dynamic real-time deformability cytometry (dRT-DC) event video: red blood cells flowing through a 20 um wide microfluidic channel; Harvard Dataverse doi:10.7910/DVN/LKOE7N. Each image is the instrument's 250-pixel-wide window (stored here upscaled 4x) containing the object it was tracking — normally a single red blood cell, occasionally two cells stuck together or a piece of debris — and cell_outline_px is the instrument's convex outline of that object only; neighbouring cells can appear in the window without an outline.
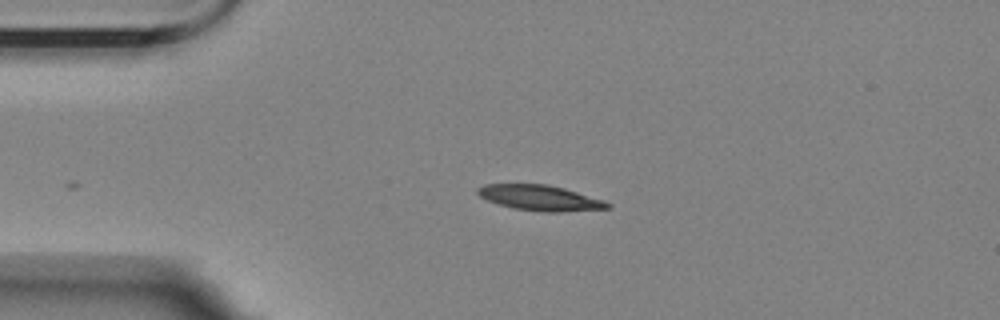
{"species": "Egyptian fruit bat (a non-hibernating species)", "species_latin": "Rousettus aegyptiacus", "temperature_condition": "room temperature", "stored_images_in_passage": 42, "camera_frame_rate_fps": 3000, "um_per_image_px": 0.085, "animal": {"sex": "female"}, "frame": {"image": 1, "passage_image": 1, "time_ms": 0.0, "image_size_px": [1000, 320], "cell_outline_px": [[612, 208], [560, 212], [544, 212], [512, 208], [488, 200], [480, 196], [476, 192], [476, 188], [484, 184], [548, 184], [564, 188], [604, 200], [612, 204]], "centroid_in_image_um": [45.93, 16.82], "position_along_channel_um": 39.1, "area_um2": 19.31}}
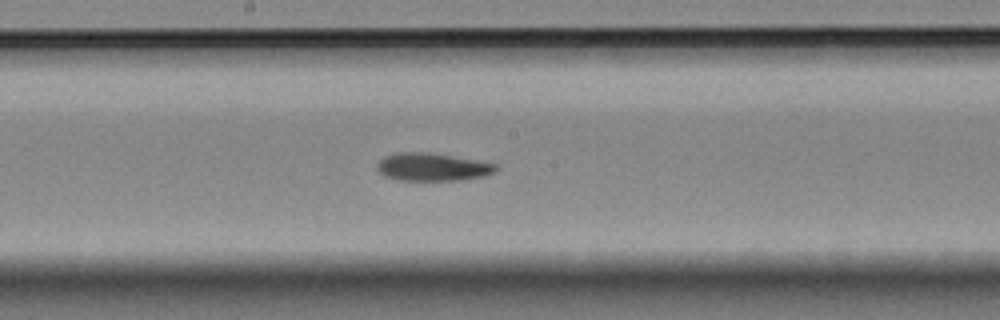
{"frame": {"image": 2, "passage_image": 18, "time_ms": 5.667, "image_size_px": [1000, 320], "cell_outline_px": [[500, 168], [496, 172], [484, 176], [460, 180], [400, 180], [384, 176], [376, 168], [376, 164], [384, 156], [396, 152], [428, 152], [496, 164]], "centroid_in_image_um": [36.73, 14.19], "position_along_channel_um": 211.5, "area_um2": 19.25}}
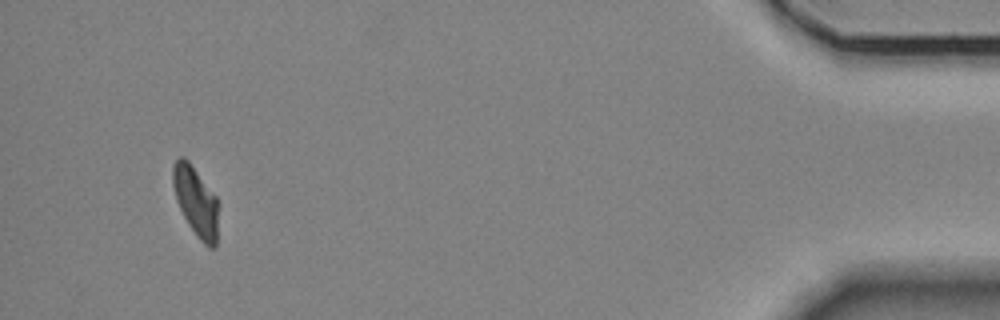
{"frame": {"image": 3, "passage_image": 42, "time_ms": 13.667, "image_size_px": [1000, 320], "cell_outline_px": [[216, 248], [208, 248], [196, 236], [188, 224], [176, 200], [172, 184], [172, 168], [176, 160], [180, 156], [184, 156], [188, 160], [216, 196]], "centroid_in_image_um": [16.61, 17.1], "position_along_channel_um": 418.6, "area_um2": 18.15}, "authors_computed_cell_mechanics": {"area_um2": 19.2763, "velocity_mm_per_s": 3.4947, "shape_relaxation_time_tau1_ms": 4.1281, "shape_relaxation_time_tau2_ms": 3.5568, "deformation_change_tau1": 0.1508, "deformation_change_tau2": 0.0729}}